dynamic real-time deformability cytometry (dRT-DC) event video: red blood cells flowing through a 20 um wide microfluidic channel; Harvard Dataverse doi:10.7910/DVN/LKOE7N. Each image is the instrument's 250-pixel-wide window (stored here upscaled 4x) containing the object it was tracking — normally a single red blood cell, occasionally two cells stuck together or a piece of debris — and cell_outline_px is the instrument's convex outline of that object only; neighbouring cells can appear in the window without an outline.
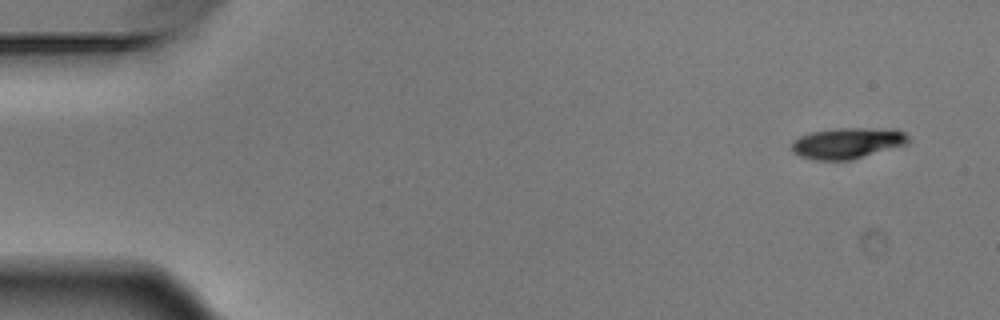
{"species": "Egyptian fruit bat (a non-hibernating species)", "species_latin": "Rousettus aegyptiacus", "temperature_condition": "warm", "stored_images_in_passage": 4, "camera_frame_rate_fps": 3000, "um_per_image_px": 0.085, "animal": {"sex": "male"}, "frame": {"image": 1, "passage_image": 1, "time_ms": 0.0, "image_size_px": [1000, 320], "cell_outline_px": [[912, 140], [908, 144], [852, 160], [816, 160], [800, 156], [792, 148], [792, 144], [800, 136], [812, 132], [836, 128], [896, 128], [904, 132]], "centroid_in_image_um": [72.13, 12.15], "position_along_channel_um": 12.9, "area_um2": 21.15}}
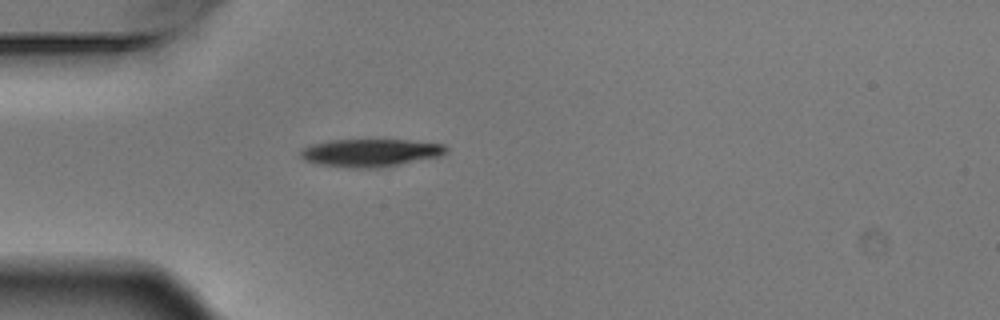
{"frame": {"image": 2, "passage_image": 4, "time_ms": 1.0, "image_size_px": [1000, 320], "cell_outline_px": [[448, 152], [440, 156], [396, 164], [372, 168], [356, 168], [320, 164], [304, 160], [300, 156], [300, 152], [304, 148], [312, 144], [328, 140], [408, 140], [444, 144], [448, 148]], "centroid_in_image_um": [31.49, 12.97], "position_along_channel_um": 53.5, "area_um2": 23.18}}